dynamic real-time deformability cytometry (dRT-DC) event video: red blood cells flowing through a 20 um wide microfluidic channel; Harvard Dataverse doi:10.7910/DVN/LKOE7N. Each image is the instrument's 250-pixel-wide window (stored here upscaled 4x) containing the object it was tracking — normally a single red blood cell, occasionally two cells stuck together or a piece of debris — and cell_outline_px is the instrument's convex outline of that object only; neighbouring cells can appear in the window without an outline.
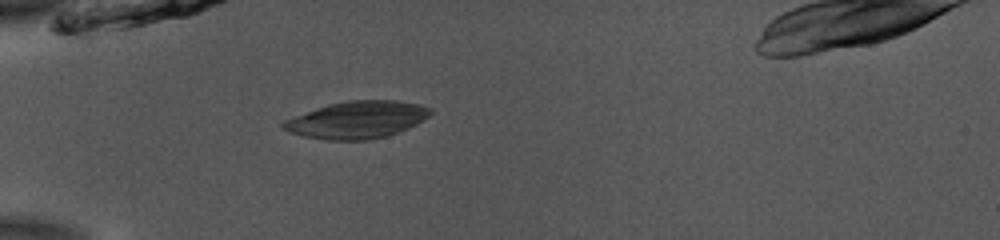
{"species": "common noctule bat (a hibernating species)", "species_latin": "Nyctalus noctula", "temperature_condition": "room temperature", "stored_images_in_passage": 32, "camera_frame_rate_fps": 3000, "um_per_image_px": 0.085, "animal": {"sex": "male", "body_mass_g": 13.0, "forearm_length_mm": 53.1}, "frame": {"image": 1, "passage_image": 1, "time_ms": 0.0, "image_size_px": [1000, 240], "cell_outline_px": [[432, 112], [424, 120], [408, 128], [388, 136], [368, 140], [328, 140], [304, 136], [288, 132], [280, 124], [284, 120], [316, 108], [328, 104], [348, 100], [396, 100], [420, 104], [432, 108]], "centroid_in_image_um": [30.37, 10.18], "position_along_channel_um": 54.6, "area_um2": 31.96}}
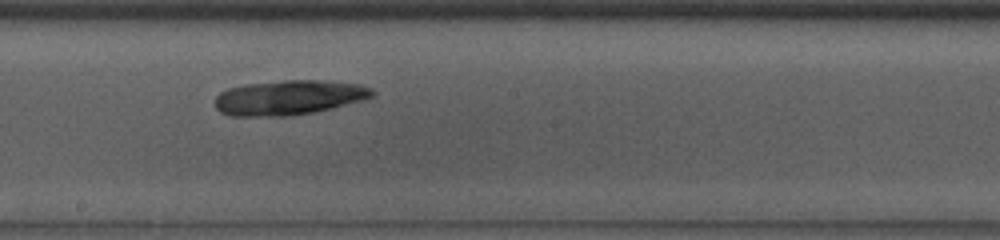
{"frame": {"image": 2, "passage_image": 15, "time_ms": 4.667, "image_size_px": [1000, 240], "cell_outline_px": [[376, 96], [364, 100], [332, 108], [312, 112], [288, 116], [232, 116], [220, 112], [216, 108], [216, 96], [220, 92], [228, 88], [248, 84], [284, 80], [332, 80], [360, 84], [372, 88], [376, 92]], "centroid_in_image_um": [24.62, 8.28], "position_along_channel_um": 223.6, "area_um2": 32.14}}
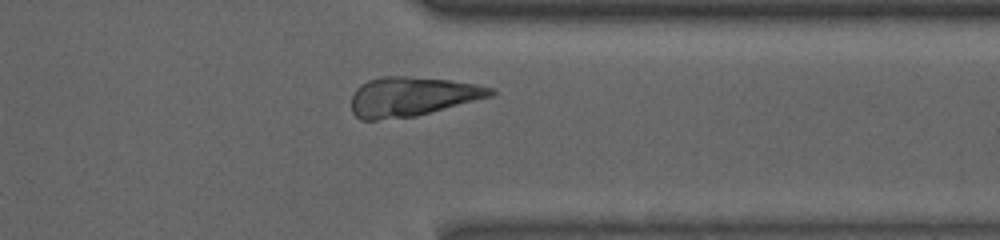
{"frame": {"image": 3, "passage_image": 27, "time_ms": 8.667, "image_size_px": [1000, 240], "cell_outline_px": [[496, 92], [492, 96], [416, 116], [376, 120], [360, 120], [352, 112], [352, 96], [356, 88], [360, 84], [368, 80], [380, 76], [404, 76], [448, 80], [476, 84], [492, 88]], "centroid_in_image_um": [34.99, 8.21], "position_along_channel_um": 376.4, "area_um2": 31.85}}